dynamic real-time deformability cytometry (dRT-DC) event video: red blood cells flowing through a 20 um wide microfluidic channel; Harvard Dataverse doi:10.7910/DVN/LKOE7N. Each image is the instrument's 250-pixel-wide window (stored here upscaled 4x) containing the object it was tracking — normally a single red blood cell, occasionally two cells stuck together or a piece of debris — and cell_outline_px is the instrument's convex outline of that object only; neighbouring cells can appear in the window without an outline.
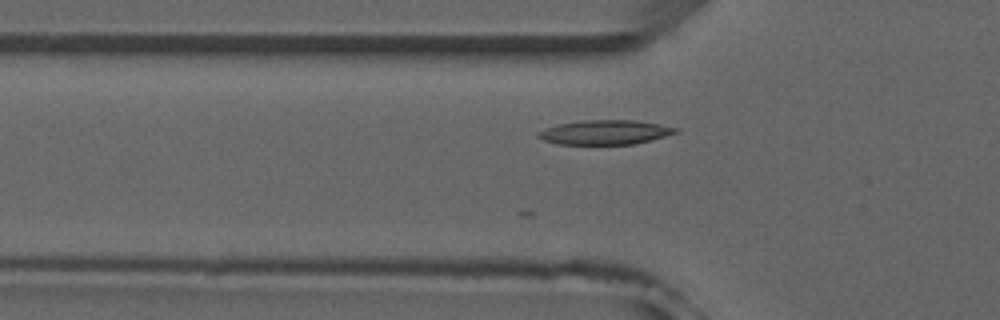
{"species": "common noctule bat (a hibernating species)", "species_latin": "Nyctalus noctula", "temperature_condition": "room temperature", "stored_images_in_passage": 25, "camera_frame_rate_fps": 3000, "um_per_image_px": 0.085, "animal": {"sex": "male", "forearm_length_mm": 52.5}, "frame": {"image": 1, "passage_image": 13, "time_ms": 4.0, "image_size_px": [1000, 320], "cell_outline_px": [[680, 132], [632, 144], [560, 144], [544, 140], [536, 136], [536, 132], [556, 124], [584, 120], [632, 120], [660, 124], [680, 128]], "centroid_in_image_um": [51.42, 11.23], "position_along_channel_um": 74.4, "area_um2": 19.48}}
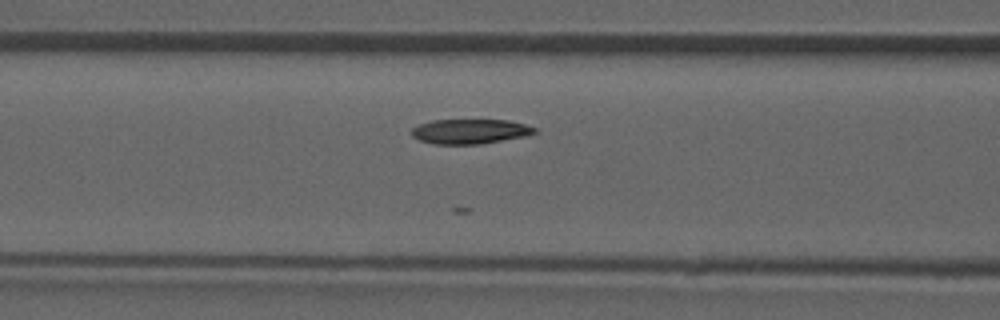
{"frame": {"image": 2, "passage_image": 17, "time_ms": 5.333, "image_size_px": [1000, 320], "cell_outline_px": [[536, 132], [524, 136], [480, 144], [432, 144], [420, 140], [412, 136], [412, 128], [420, 124], [432, 120], [508, 120], [524, 124], [536, 128]], "centroid_in_image_um": [39.92, 11.17], "position_along_channel_um": 126.7, "area_um2": 17.57}}